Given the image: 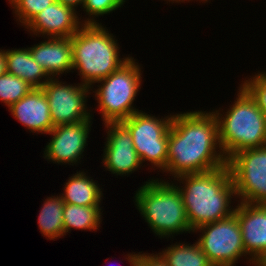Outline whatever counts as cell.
<instances>
[{
  "instance_id": "obj_1",
  "label": "cell",
  "mask_w": 266,
  "mask_h": 266,
  "mask_svg": "<svg viewBox=\"0 0 266 266\" xmlns=\"http://www.w3.org/2000/svg\"><path fill=\"white\" fill-rule=\"evenodd\" d=\"M227 165L212 111L173 113L169 128L167 173L171 178L216 170Z\"/></svg>"
},
{
  "instance_id": "obj_10",
  "label": "cell",
  "mask_w": 266,
  "mask_h": 266,
  "mask_svg": "<svg viewBox=\"0 0 266 266\" xmlns=\"http://www.w3.org/2000/svg\"><path fill=\"white\" fill-rule=\"evenodd\" d=\"M48 100L53 126L93 119L92 107L87 106L91 87L81 83L68 84L50 78L42 87ZM88 98V99H87Z\"/></svg>"
},
{
  "instance_id": "obj_2",
  "label": "cell",
  "mask_w": 266,
  "mask_h": 266,
  "mask_svg": "<svg viewBox=\"0 0 266 266\" xmlns=\"http://www.w3.org/2000/svg\"><path fill=\"white\" fill-rule=\"evenodd\" d=\"M172 182L183 197L192 231L234 214L236 206L231 204L237 197L227 165L208 172L180 175Z\"/></svg>"
},
{
  "instance_id": "obj_7",
  "label": "cell",
  "mask_w": 266,
  "mask_h": 266,
  "mask_svg": "<svg viewBox=\"0 0 266 266\" xmlns=\"http://www.w3.org/2000/svg\"><path fill=\"white\" fill-rule=\"evenodd\" d=\"M164 116L160 118L140 110L122 121L131 133L134 149L142 165L146 163L152 166L150 170L159 169L160 172L167 167L169 128L173 114Z\"/></svg>"
},
{
  "instance_id": "obj_8",
  "label": "cell",
  "mask_w": 266,
  "mask_h": 266,
  "mask_svg": "<svg viewBox=\"0 0 266 266\" xmlns=\"http://www.w3.org/2000/svg\"><path fill=\"white\" fill-rule=\"evenodd\" d=\"M200 235L196 240L200 249L207 255L213 266H236L242 257L246 263L258 266L246 253L242 241V232L238 219L231 216L205 224L192 231Z\"/></svg>"
},
{
  "instance_id": "obj_11",
  "label": "cell",
  "mask_w": 266,
  "mask_h": 266,
  "mask_svg": "<svg viewBox=\"0 0 266 266\" xmlns=\"http://www.w3.org/2000/svg\"><path fill=\"white\" fill-rule=\"evenodd\" d=\"M93 119L58 125L48 133L51 135L44 148L43 158L54 164L79 165L85 156Z\"/></svg>"
},
{
  "instance_id": "obj_14",
  "label": "cell",
  "mask_w": 266,
  "mask_h": 266,
  "mask_svg": "<svg viewBox=\"0 0 266 266\" xmlns=\"http://www.w3.org/2000/svg\"><path fill=\"white\" fill-rule=\"evenodd\" d=\"M78 11L55 1L38 13L24 28L32 36L72 37L83 25Z\"/></svg>"
},
{
  "instance_id": "obj_15",
  "label": "cell",
  "mask_w": 266,
  "mask_h": 266,
  "mask_svg": "<svg viewBox=\"0 0 266 266\" xmlns=\"http://www.w3.org/2000/svg\"><path fill=\"white\" fill-rule=\"evenodd\" d=\"M12 116L30 133L48 134L53 126L48 100L42 88H33L8 108Z\"/></svg>"
},
{
  "instance_id": "obj_6",
  "label": "cell",
  "mask_w": 266,
  "mask_h": 266,
  "mask_svg": "<svg viewBox=\"0 0 266 266\" xmlns=\"http://www.w3.org/2000/svg\"><path fill=\"white\" fill-rule=\"evenodd\" d=\"M136 60L131 56L119 69L97 81V88L91 87L102 124L122 122L140 111L133 104L143 79V67Z\"/></svg>"
},
{
  "instance_id": "obj_29",
  "label": "cell",
  "mask_w": 266,
  "mask_h": 266,
  "mask_svg": "<svg viewBox=\"0 0 266 266\" xmlns=\"http://www.w3.org/2000/svg\"><path fill=\"white\" fill-rule=\"evenodd\" d=\"M185 1H186V2H187V1L190 2V1H193V0H178V4H179V3L181 4L182 2L185 3ZM194 1L197 2L198 0H194ZM208 1H209V3H210L211 0H199V2H200V3L203 2V4H204V3H208Z\"/></svg>"
},
{
  "instance_id": "obj_12",
  "label": "cell",
  "mask_w": 266,
  "mask_h": 266,
  "mask_svg": "<svg viewBox=\"0 0 266 266\" xmlns=\"http://www.w3.org/2000/svg\"><path fill=\"white\" fill-rule=\"evenodd\" d=\"M106 142L102 154L104 171H109L114 176H129L141 167L140 158L134 149L132 136L122 122L105 123Z\"/></svg>"
},
{
  "instance_id": "obj_17",
  "label": "cell",
  "mask_w": 266,
  "mask_h": 266,
  "mask_svg": "<svg viewBox=\"0 0 266 266\" xmlns=\"http://www.w3.org/2000/svg\"><path fill=\"white\" fill-rule=\"evenodd\" d=\"M78 170L66 180L62 200L78 206H101L104 193L98 181L88 175V171ZM101 204V205H100Z\"/></svg>"
},
{
  "instance_id": "obj_19",
  "label": "cell",
  "mask_w": 266,
  "mask_h": 266,
  "mask_svg": "<svg viewBox=\"0 0 266 266\" xmlns=\"http://www.w3.org/2000/svg\"><path fill=\"white\" fill-rule=\"evenodd\" d=\"M101 206H78L74 204H64L63 225L64 236L71 230L95 231L99 230L102 224Z\"/></svg>"
},
{
  "instance_id": "obj_3",
  "label": "cell",
  "mask_w": 266,
  "mask_h": 266,
  "mask_svg": "<svg viewBox=\"0 0 266 266\" xmlns=\"http://www.w3.org/2000/svg\"><path fill=\"white\" fill-rule=\"evenodd\" d=\"M106 26L83 24L71 37L73 66L80 83L94 87L97 81L119 69L131 56L121 58L120 45ZM74 70V71H73Z\"/></svg>"
},
{
  "instance_id": "obj_18",
  "label": "cell",
  "mask_w": 266,
  "mask_h": 266,
  "mask_svg": "<svg viewBox=\"0 0 266 266\" xmlns=\"http://www.w3.org/2000/svg\"><path fill=\"white\" fill-rule=\"evenodd\" d=\"M7 72L26 81L33 88H42L51 78L33 59L29 48L5 49Z\"/></svg>"
},
{
  "instance_id": "obj_13",
  "label": "cell",
  "mask_w": 266,
  "mask_h": 266,
  "mask_svg": "<svg viewBox=\"0 0 266 266\" xmlns=\"http://www.w3.org/2000/svg\"><path fill=\"white\" fill-rule=\"evenodd\" d=\"M234 213L240 224L245 253L262 266L266 262V204L237 202Z\"/></svg>"
},
{
  "instance_id": "obj_20",
  "label": "cell",
  "mask_w": 266,
  "mask_h": 266,
  "mask_svg": "<svg viewBox=\"0 0 266 266\" xmlns=\"http://www.w3.org/2000/svg\"><path fill=\"white\" fill-rule=\"evenodd\" d=\"M65 202L61 195L47 197L43 202L37 220L40 233L47 240L64 237L63 209Z\"/></svg>"
},
{
  "instance_id": "obj_24",
  "label": "cell",
  "mask_w": 266,
  "mask_h": 266,
  "mask_svg": "<svg viewBox=\"0 0 266 266\" xmlns=\"http://www.w3.org/2000/svg\"><path fill=\"white\" fill-rule=\"evenodd\" d=\"M126 1L127 0H84L81 9L86 14L85 18L82 17L83 19L81 22L83 24H99V20H97L98 17L109 15L115 10H118V8L120 9Z\"/></svg>"
},
{
  "instance_id": "obj_27",
  "label": "cell",
  "mask_w": 266,
  "mask_h": 266,
  "mask_svg": "<svg viewBox=\"0 0 266 266\" xmlns=\"http://www.w3.org/2000/svg\"><path fill=\"white\" fill-rule=\"evenodd\" d=\"M62 4H65L66 6H70L72 8H74L77 11L78 6H81L80 8H82V5L84 3V0H57Z\"/></svg>"
},
{
  "instance_id": "obj_30",
  "label": "cell",
  "mask_w": 266,
  "mask_h": 266,
  "mask_svg": "<svg viewBox=\"0 0 266 266\" xmlns=\"http://www.w3.org/2000/svg\"><path fill=\"white\" fill-rule=\"evenodd\" d=\"M164 1H166L167 3L169 2V4H170V2L173 4V3H178V0H164Z\"/></svg>"
},
{
  "instance_id": "obj_9",
  "label": "cell",
  "mask_w": 266,
  "mask_h": 266,
  "mask_svg": "<svg viewBox=\"0 0 266 266\" xmlns=\"http://www.w3.org/2000/svg\"><path fill=\"white\" fill-rule=\"evenodd\" d=\"M227 166L238 202L266 204V145L235 153Z\"/></svg>"
},
{
  "instance_id": "obj_21",
  "label": "cell",
  "mask_w": 266,
  "mask_h": 266,
  "mask_svg": "<svg viewBox=\"0 0 266 266\" xmlns=\"http://www.w3.org/2000/svg\"><path fill=\"white\" fill-rule=\"evenodd\" d=\"M167 266H213L198 243L175 242L159 252Z\"/></svg>"
},
{
  "instance_id": "obj_4",
  "label": "cell",
  "mask_w": 266,
  "mask_h": 266,
  "mask_svg": "<svg viewBox=\"0 0 266 266\" xmlns=\"http://www.w3.org/2000/svg\"><path fill=\"white\" fill-rule=\"evenodd\" d=\"M159 179L147 180L135 192L133 202L141 217L160 239L192 234L180 190L172 179Z\"/></svg>"
},
{
  "instance_id": "obj_22",
  "label": "cell",
  "mask_w": 266,
  "mask_h": 266,
  "mask_svg": "<svg viewBox=\"0 0 266 266\" xmlns=\"http://www.w3.org/2000/svg\"><path fill=\"white\" fill-rule=\"evenodd\" d=\"M33 87L8 72L0 76V101L8 108L27 95Z\"/></svg>"
},
{
  "instance_id": "obj_23",
  "label": "cell",
  "mask_w": 266,
  "mask_h": 266,
  "mask_svg": "<svg viewBox=\"0 0 266 266\" xmlns=\"http://www.w3.org/2000/svg\"><path fill=\"white\" fill-rule=\"evenodd\" d=\"M57 0H8L16 22L25 27L38 13Z\"/></svg>"
},
{
  "instance_id": "obj_5",
  "label": "cell",
  "mask_w": 266,
  "mask_h": 266,
  "mask_svg": "<svg viewBox=\"0 0 266 266\" xmlns=\"http://www.w3.org/2000/svg\"><path fill=\"white\" fill-rule=\"evenodd\" d=\"M237 88L236 98L226 112L211 110L217 118L219 142L227 160L241 150L266 145L263 112L240 84Z\"/></svg>"
},
{
  "instance_id": "obj_28",
  "label": "cell",
  "mask_w": 266,
  "mask_h": 266,
  "mask_svg": "<svg viewBox=\"0 0 266 266\" xmlns=\"http://www.w3.org/2000/svg\"><path fill=\"white\" fill-rule=\"evenodd\" d=\"M7 72L5 50L0 49V76Z\"/></svg>"
},
{
  "instance_id": "obj_25",
  "label": "cell",
  "mask_w": 266,
  "mask_h": 266,
  "mask_svg": "<svg viewBox=\"0 0 266 266\" xmlns=\"http://www.w3.org/2000/svg\"><path fill=\"white\" fill-rule=\"evenodd\" d=\"M241 82L240 85L255 100L266 118V71H258Z\"/></svg>"
},
{
  "instance_id": "obj_26",
  "label": "cell",
  "mask_w": 266,
  "mask_h": 266,
  "mask_svg": "<svg viewBox=\"0 0 266 266\" xmlns=\"http://www.w3.org/2000/svg\"><path fill=\"white\" fill-rule=\"evenodd\" d=\"M125 259L129 262L130 266H167L165 260L159 253H142L141 251L136 253H127Z\"/></svg>"
},
{
  "instance_id": "obj_16",
  "label": "cell",
  "mask_w": 266,
  "mask_h": 266,
  "mask_svg": "<svg viewBox=\"0 0 266 266\" xmlns=\"http://www.w3.org/2000/svg\"><path fill=\"white\" fill-rule=\"evenodd\" d=\"M28 48L33 59L51 78H60L61 74L72 72L71 37H47Z\"/></svg>"
}]
</instances>
